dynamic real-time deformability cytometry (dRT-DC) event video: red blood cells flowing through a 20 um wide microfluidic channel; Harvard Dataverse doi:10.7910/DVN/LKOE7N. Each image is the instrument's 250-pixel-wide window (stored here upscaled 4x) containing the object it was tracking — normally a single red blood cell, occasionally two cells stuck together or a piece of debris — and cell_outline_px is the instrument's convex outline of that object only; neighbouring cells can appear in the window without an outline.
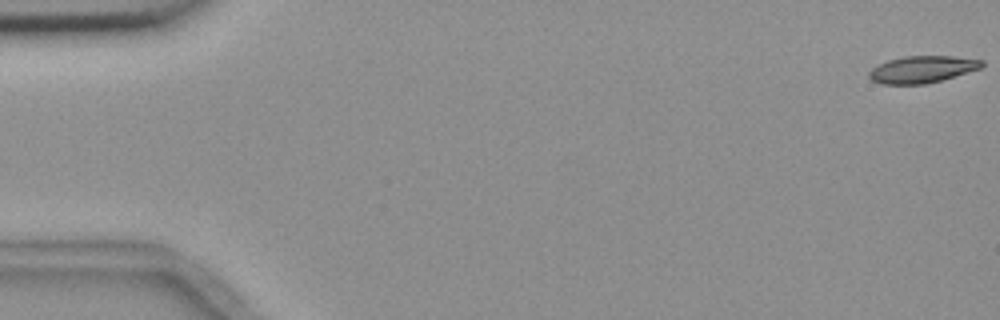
{"species": "common noctule bat (a hibernating species)", "species_latin": "Nyctalus noctula", "temperature_condition": "room temperature", "stored_images_in_passage": 7, "camera_frame_rate_fps": 3000, "um_per_image_px": 0.085, "animal": {"sex": "female", "body_mass_g": 18.4}, "frame": {"image": 1, "passage_image": 1, "time_ms": 0.0, "image_size_px": [1000, 320], "cell_outline_px": [[984, 64], [980, 68], [940, 80], [924, 84], [880, 84], [872, 80], [868, 76], [868, 72], [872, 68], [888, 60], [904, 56], [952, 56], [984, 60]], "centroid_in_image_um": [78.35, 5.89], "position_along_channel_um": 6.6, "area_um2": 17.51}}
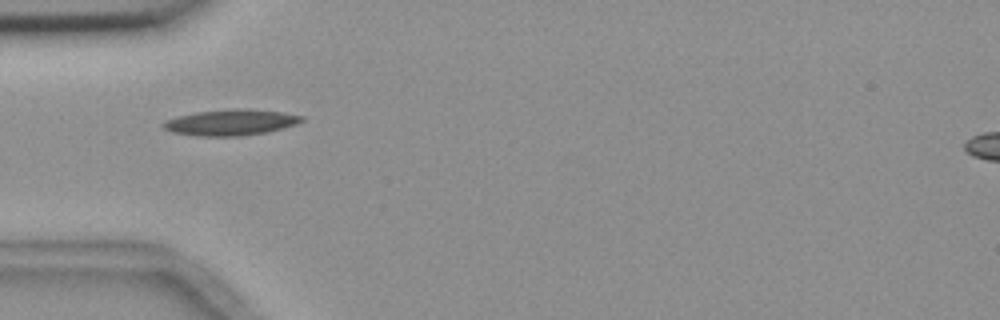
{"frame": {"image": 2, "passage_image": 5, "time_ms": 5.667, "image_size_px": [1000, 320], "cell_outline_px": [[304, 120], [296, 124], [268, 132], [240, 136], [200, 136], [172, 132], [164, 128], [160, 124], [164, 120], [176, 116], [196, 112], [236, 108], [280, 112], [304, 116]], "centroid_in_image_um": [19.57, 10.41], "position_along_channel_um": 65.4, "area_um2": 20.87}}
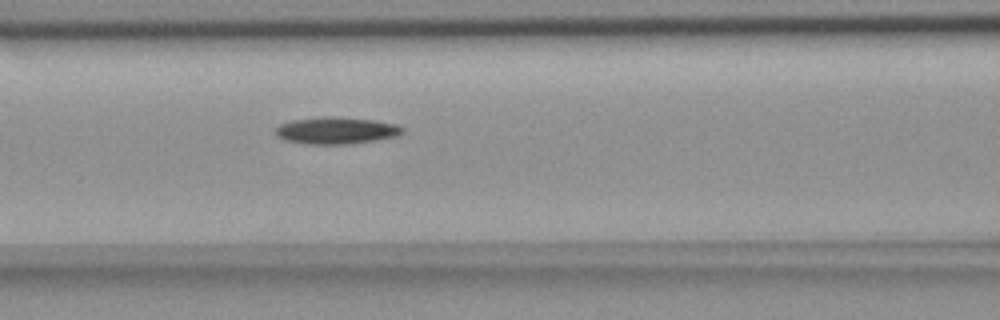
{"frame": {"image": 3, "passage_image": 7, "time_ms": 7.667, "image_size_px": [1000, 320], "cell_outline_px": [[404, 132], [396, 136], [376, 140], [348, 144], [304, 144], [284, 140], [276, 136], [276, 128], [280, 124], [292, 120], [324, 116], [332, 116], [376, 120], [396, 124], [404, 128]], "centroid_in_image_um": [28.57, 11.09], "position_along_channel_um": 138.0, "area_um2": 20.06}}